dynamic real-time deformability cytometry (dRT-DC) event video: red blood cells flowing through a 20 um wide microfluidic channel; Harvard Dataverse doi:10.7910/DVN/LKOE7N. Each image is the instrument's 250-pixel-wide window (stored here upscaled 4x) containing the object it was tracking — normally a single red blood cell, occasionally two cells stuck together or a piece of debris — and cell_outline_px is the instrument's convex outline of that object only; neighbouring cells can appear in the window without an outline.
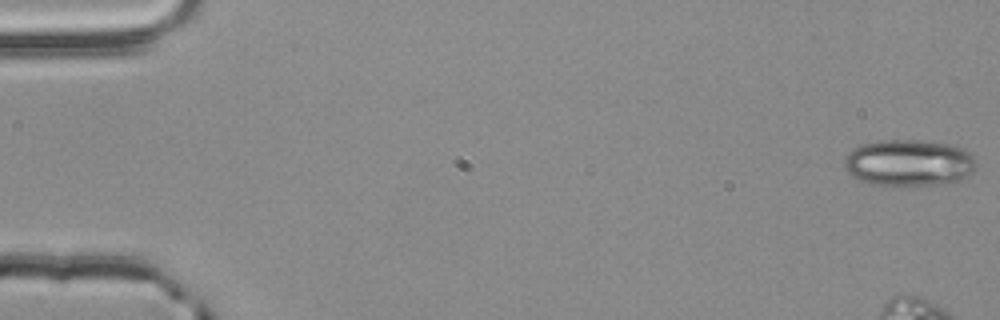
{"species": "common noctule bat (a hibernating species)", "species_latin": "Nyctalus noctula", "temperature_condition": "room temperature", "stored_images_in_passage": 12, "camera_frame_rate_fps": 3000, "um_per_image_px": 0.085, "animal": {"sex": "male", "body_mass_g": 20.4}, "frame": {"image": 1, "passage_image": 1, "time_ms": 0.0, "image_size_px": [1000, 320], "cell_outline_px": [[976, 164], [972, 172], [968, 176], [960, 180], [940, 184], [868, 184], [852, 176], [844, 168], [844, 160], [848, 152], [852, 148], [864, 144], [880, 140], [920, 140], [952, 144], [968, 152], [976, 160]], "centroid_in_image_um": [77.24, 13.82], "position_along_channel_um": 7.8, "area_um2": 35.6}}